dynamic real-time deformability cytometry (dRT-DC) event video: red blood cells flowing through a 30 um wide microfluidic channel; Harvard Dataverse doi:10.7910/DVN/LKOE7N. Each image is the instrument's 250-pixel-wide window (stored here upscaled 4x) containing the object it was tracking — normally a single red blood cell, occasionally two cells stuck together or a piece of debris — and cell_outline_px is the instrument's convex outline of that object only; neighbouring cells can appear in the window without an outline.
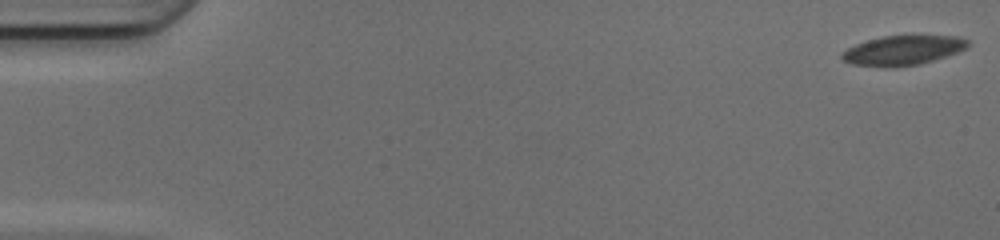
{"species": "common noctule bat (a hibernating species)", "species_latin": "Nyctalus noctula", "temperature_condition": "cold", "stored_images_in_passage": 51, "camera_frame_rate_fps": 3000, "um_per_image_px": 0.085, "animal": {"sex": "female", "body_mass_g": 17.0, "forearm_length_mm": 48.0}, "frame": {"image": 1, "passage_image": 1, "time_ms": 0.0, "image_size_px": [1000, 240], "cell_outline_px": [[968, 44], [964, 48], [956, 52], [920, 64], [884, 68], [852, 64], [844, 60], [840, 56], [848, 48], [856, 44], [868, 40], [884, 36], [956, 36], [968, 40]], "centroid_in_image_um": [76.7, 4.29], "position_along_channel_um": 8.3, "area_um2": 21.27}}
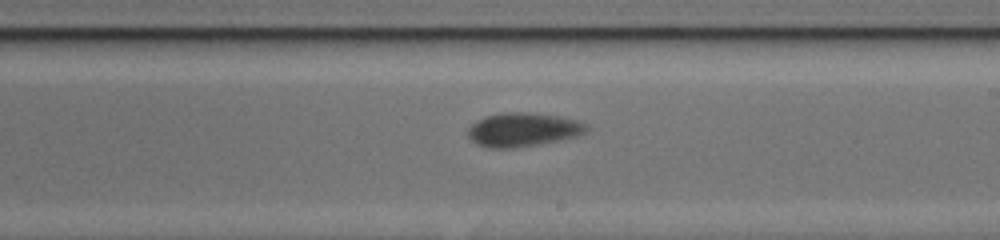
{"frame": {"image": 2, "passage_image": 30, "time_ms": 9.667, "image_size_px": [1000, 240], "cell_outline_px": [[588, 128], [584, 132], [576, 136], [536, 144], [512, 148], [488, 148], [476, 144], [468, 136], [468, 128], [476, 120], [484, 116], [504, 112], [524, 112], [556, 116], [576, 120], [588, 124]], "centroid_in_image_um": [44.39, 11.01], "position_along_channel_um": 244.6, "area_um2": 23.06}}
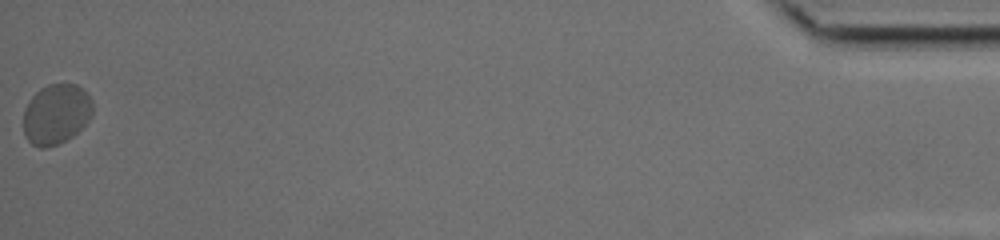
{"frame": {"image": 3, "passage_image": 51, "time_ms": 16.667, "image_size_px": [1000, 240], "cell_outline_px": [[92, 116], [72, 136], [56, 144], [44, 148], [40, 148], [32, 144], [28, 140], [24, 132], [24, 108], [32, 96], [40, 88], [48, 84], [76, 84], [84, 88], [88, 92], [92, 100]], "centroid_in_image_um": [4.78, 9.67], "position_along_channel_um": 430.4, "area_um2": 24.28}}